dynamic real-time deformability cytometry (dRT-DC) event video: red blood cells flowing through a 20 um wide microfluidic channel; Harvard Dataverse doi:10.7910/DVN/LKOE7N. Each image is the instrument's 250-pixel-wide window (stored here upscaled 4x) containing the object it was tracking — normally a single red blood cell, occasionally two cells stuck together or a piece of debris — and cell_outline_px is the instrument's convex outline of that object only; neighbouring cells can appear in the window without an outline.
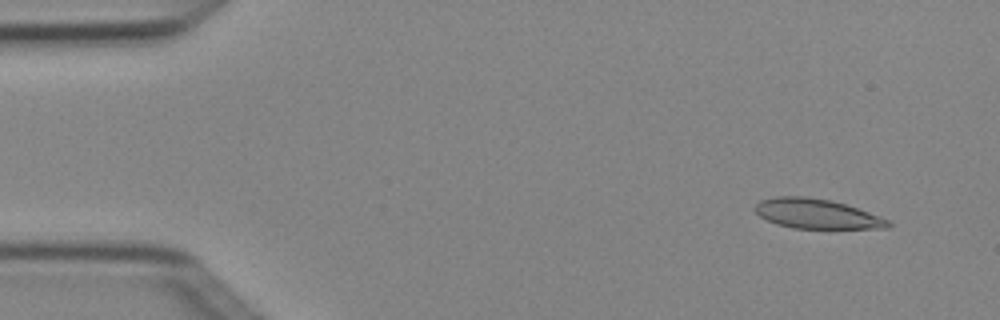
{"species": "Egyptian fruit bat (a non-hibernating species)", "species_latin": "Rousettus aegyptiacus", "temperature_condition": "cold", "stored_images_in_passage": 3, "camera_frame_rate_fps": 3000, "um_per_image_px": 0.085, "animal": {"sex": "female"}, "frame": {"image": 1, "passage_image": 1, "time_ms": 0.0, "image_size_px": [1000, 320], "cell_outline_px": [[892, 224], [888, 228], [792, 228], [776, 224], [760, 216], [752, 208], [760, 200], [776, 196], [808, 196], [832, 200], [880, 216], [888, 220]], "centroid_in_image_um": [69.38, 18.16], "position_along_channel_um": 15.6, "area_um2": 23.0}}
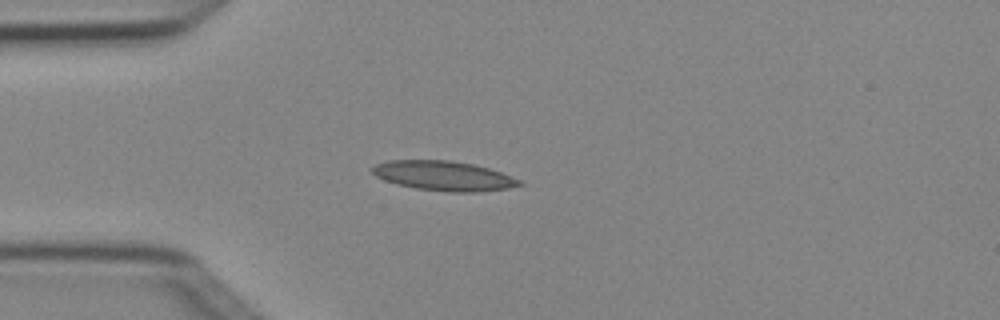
{"frame": {"image": 2, "passage_image": 3, "time_ms": 0.667, "image_size_px": [1000, 320], "cell_outline_px": [[524, 184], [508, 188], [476, 192], [452, 192], [416, 188], [396, 184], [384, 180], [376, 176], [372, 172], [372, 168], [376, 164], [388, 160], [452, 160], [472, 164], [488, 168], [500, 172], [520, 180]], "centroid_in_image_um": [37.7, 14.94], "position_along_channel_um": 47.3, "area_um2": 25.26}}